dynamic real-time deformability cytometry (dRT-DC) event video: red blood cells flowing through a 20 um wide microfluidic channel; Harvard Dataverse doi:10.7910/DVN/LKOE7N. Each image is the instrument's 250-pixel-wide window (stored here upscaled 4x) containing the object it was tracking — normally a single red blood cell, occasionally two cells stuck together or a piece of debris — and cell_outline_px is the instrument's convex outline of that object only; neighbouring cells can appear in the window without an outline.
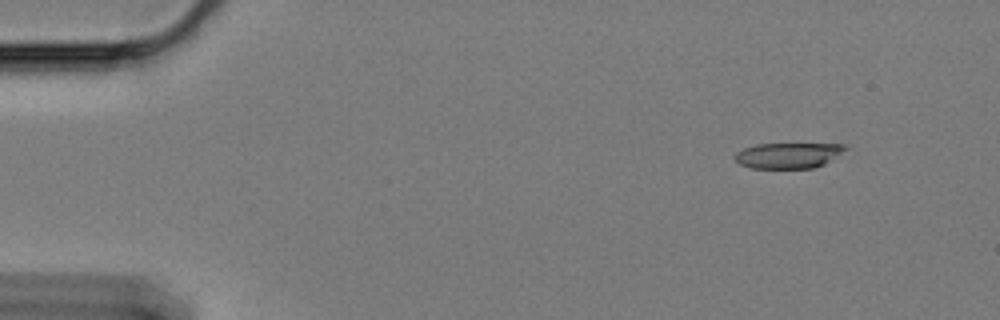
{"species": "Egyptian fruit bat (a non-hibernating species)", "species_latin": "Rousettus aegyptiacus", "temperature_condition": "cold", "stored_images_in_passage": 55, "camera_frame_rate_fps": 3000, "um_per_image_px": 0.085, "animal": {"sex": "female"}, "frame": {"image": 1, "passage_image": 1, "time_ms": 0.0, "image_size_px": [1000, 320], "cell_outline_px": [[848, 148], [824, 164], [812, 168], [752, 168], [740, 164], [736, 160], [736, 152], [744, 148], [756, 144], [844, 144]], "centroid_in_image_um": [67.0, 13.21], "position_along_channel_um": 18.0, "area_um2": 16.24}}
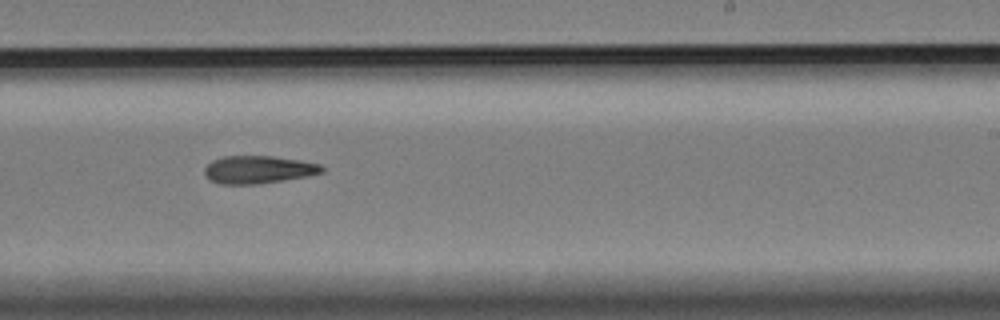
{"frame": {"image": 2, "passage_image": 32, "time_ms": 10.333, "image_size_px": [1000, 320], "cell_outline_px": [[324, 172], [308, 176], [256, 184], [220, 184], [212, 180], [204, 172], [204, 168], [212, 160], [224, 156], [272, 156], [320, 164], [324, 168]], "centroid_in_image_um": [21.96, 14.41], "position_along_channel_um": 267.0, "area_um2": 18.73}}
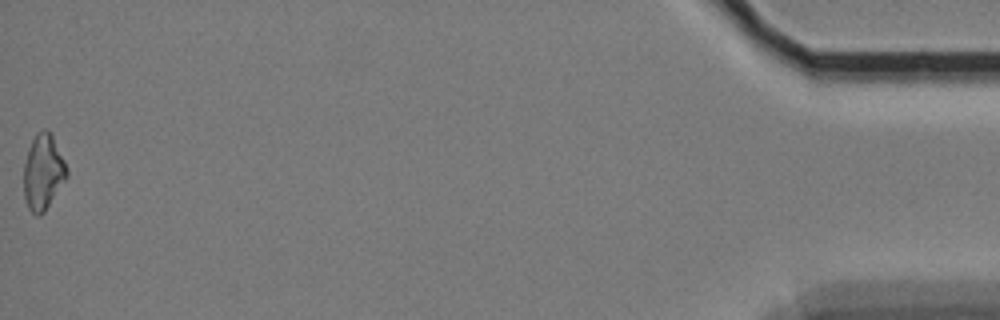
{"frame": {"image": 3, "passage_image": 55, "time_ms": 18.0, "image_size_px": [1000, 320], "cell_outline_px": [[68, 176], [44, 212], [40, 216], [36, 216], [28, 208], [24, 200], [24, 164], [28, 148], [36, 132], [44, 128], [52, 136], [68, 168]], "centroid_in_image_um": [3.65, 14.65], "position_along_channel_um": 431.5, "area_um2": 18.9}, "authors_computed_cell_mechanics": {"area_um2": 18.785, "velocity_mm_per_s": 3.3521, "shape_relaxation_time_tau1_ms": 7.2378, "shape_relaxation_time_tau2_ms": 8.6787, "deformation_change_tau1": 0.1608, "deformation_change_tau2": 0.1904}}